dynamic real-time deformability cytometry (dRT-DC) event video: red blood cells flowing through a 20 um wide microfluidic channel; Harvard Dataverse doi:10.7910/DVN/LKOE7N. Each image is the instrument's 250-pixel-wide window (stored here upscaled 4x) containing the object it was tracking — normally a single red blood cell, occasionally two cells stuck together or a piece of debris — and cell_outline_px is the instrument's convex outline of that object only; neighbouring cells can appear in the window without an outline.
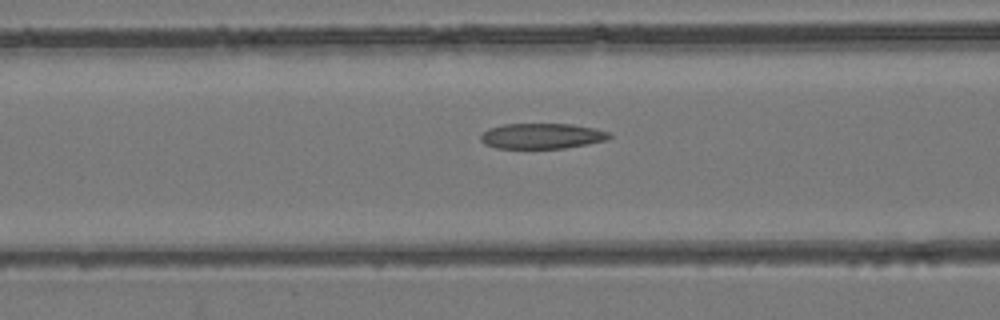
{"species": "common noctule bat (a hibernating species)", "species_latin": "Nyctalus noctula", "temperature_condition": "room temperature", "stored_images_in_passage": 48, "camera_frame_rate_fps": 3000, "um_per_image_px": 0.085, "animal": {"sex": "female", "body_mass_g": 24.6, "forearm_length_mm": 56.2}, "frame": {"image": 1, "passage_image": 20, "time_ms": 6.333, "image_size_px": [1000, 320], "cell_outline_px": [[612, 136], [604, 140], [588, 144], [564, 148], [496, 148], [484, 144], [480, 140], [480, 136], [488, 128], [504, 124], [572, 124], [596, 128], [608, 132]], "centroid_in_image_um": [46.04, 11.56], "position_along_channel_um": 120.6, "area_um2": 19.07}}
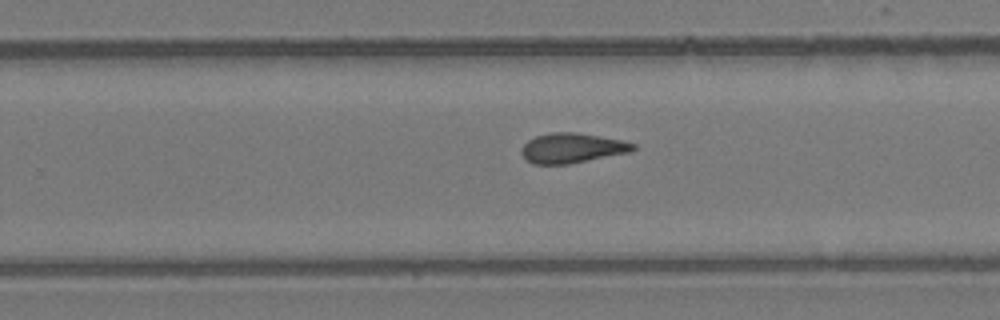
{"frame": {"image": 2, "passage_image": 31, "time_ms": 10.0, "image_size_px": [1000, 320], "cell_outline_px": [[636, 148], [632, 152], [568, 164], [532, 164], [524, 160], [520, 152], [520, 148], [528, 140], [536, 136], [552, 132], [576, 132], [624, 140], [636, 144]], "centroid_in_image_um": [48.62, 12.59], "position_along_channel_um": 281.2, "area_um2": 19.77}}
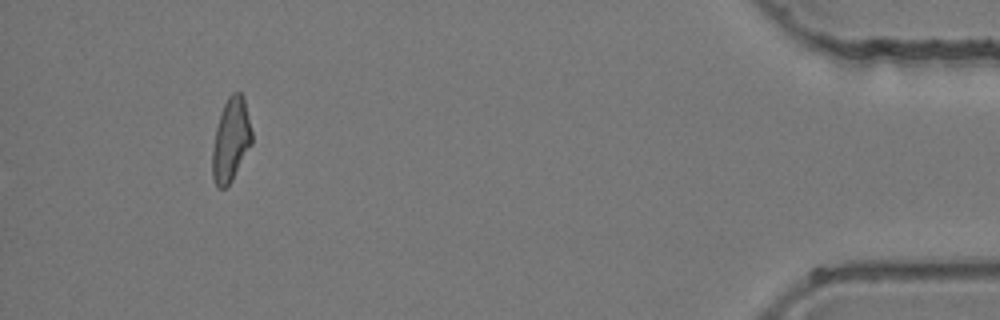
{"frame": {"image": 3, "passage_image": 45, "time_ms": 14.667, "image_size_px": [1000, 320], "cell_outline_px": [[252, 144], [232, 180], [224, 188], [220, 188], [216, 184], [212, 176], [212, 148], [216, 128], [224, 104], [228, 96], [232, 92], [240, 92], [244, 96], [252, 132]], "centroid_in_image_um": [19.63, 11.87], "position_along_channel_um": 415.6, "area_um2": 19.13}}